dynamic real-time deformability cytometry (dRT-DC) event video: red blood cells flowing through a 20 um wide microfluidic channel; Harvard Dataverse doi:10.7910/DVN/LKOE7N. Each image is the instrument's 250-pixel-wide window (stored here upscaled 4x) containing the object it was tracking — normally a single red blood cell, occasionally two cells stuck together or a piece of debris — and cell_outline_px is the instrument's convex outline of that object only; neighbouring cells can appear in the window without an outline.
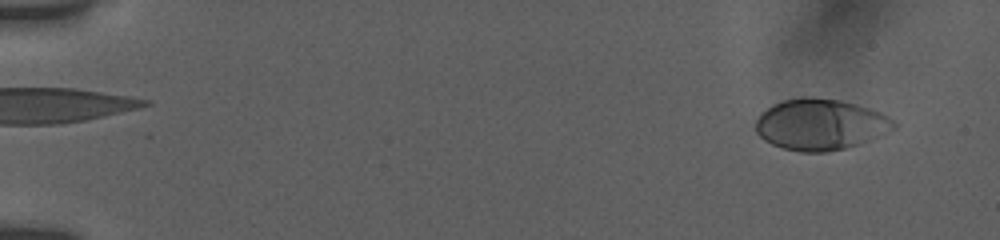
{"species": "human", "species_latin": "Homo sapiens", "temperature_condition": "room temperature", "stored_images_in_passage": 53, "camera_frame_rate_fps": 3000, "um_per_image_px": 0.085, "donor": {"sex": "female"}, "frame": {"image": 1, "passage_image": 3, "time_ms": 0.667, "image_size_px": [1000, 240], "cell_outline_px": [[896, 128], [880, 136], [844, 148], [828, 152], [800, 152], [784, 148], [772, 144], [764, 140], [756, 132], [756, 120], [760, 112], [772, 104], [784, 100], [804, 96], [812, 96], [840, 100], [856, 104], [880, 112], [888, 116], [896, 124]], "centroid_in_image_um": [69.71, 10.57], "position_along_channel_um": 15.3, "area_um2": 41.21}}
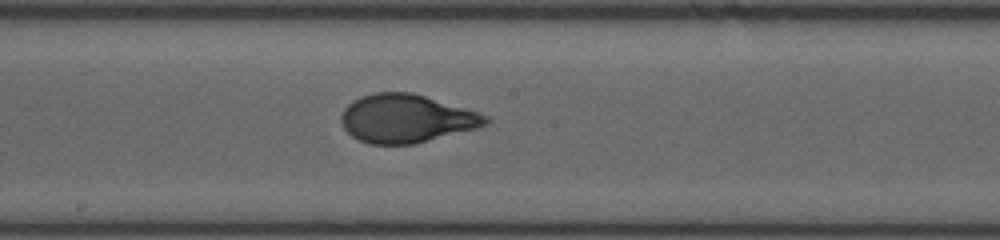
{"frame": {"image": 2, "passage_image": 30, "time_ms": 9.667, "image_size_px": [1000, 240], "cell_outline_px": [[492, 120], [488, 124], [476, 128], [416, 144], [368, 144], [352, 136], [344, 128], [340, 120], [340, 116], [344, 108], [352, 100], [360, 96], [372, 92], [412, 92], [476, 112], [488, 116]], "centroid_in_image_um": [34.5, 10.07], "position_along_channel_um": 213.7, "area_um2": 40.63}}
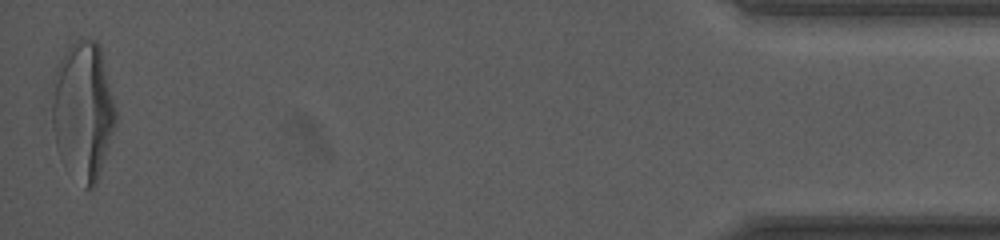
{"frame": {"image": 3, "passage_image": 53, "time_ms": 17.333, "image_size_px": [1000, 240], "cell_outline_px": [[116, 124], [100, 172], [92, 188], [84, 188], [60, 156], [56, 148], [52, 128], [52, 104], [56, 64], [68, 48], [76, 40], [96, 40], [100, 44], [116, 108]], "centroid_in_image_um": [7.06, 9.38], "position_along_channel_um": 428.1, "area_um2": 50.98}, "authors_computed_cell_mechanics": {"area_um2": 40.5756, "velocity_mm_per_s": 3.8362, "shape_relaxation_time_tau1_ms": 4.4925, "shape_relaxation_time_tau2_ms": null, "deformation_change_tau1": 0.2092, "deformation_change_tau2": null}}